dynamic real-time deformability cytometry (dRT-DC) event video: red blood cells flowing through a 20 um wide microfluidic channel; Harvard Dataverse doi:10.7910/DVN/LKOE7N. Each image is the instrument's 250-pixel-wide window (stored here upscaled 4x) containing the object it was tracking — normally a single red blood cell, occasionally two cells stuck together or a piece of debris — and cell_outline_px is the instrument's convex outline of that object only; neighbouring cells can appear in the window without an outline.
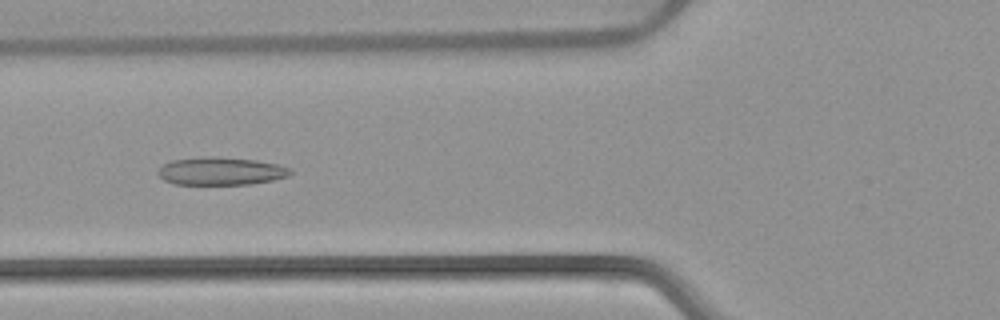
{"species": "common noctule bat (a hibernating species)", "species_latin": "Nyctalus noctula", "temperature_condition": "warm", "stored_images_in_passage": 40, "camera_frame_rate_fps": 3000, "um_per_image_px": 0.085, "animal": {"sex": "female", "body_mass_g": 22.7, "forearm_length_mm": 54.2}, "frame": {"image": 1, "passage_image": 8, "time_ms": 2.333, "image_size_px": [1000, 320], "cell_outline_px": [[292, 172], [288, 176], [272, 180], [252, 184], [172, 184], [164, 180], [156, 172], [164, 164], [172, 160], [212, 156], [256, 160], [276, 164], [292, 168]], "centroid_in_image_um": [18.78, 14.55], "position_along_channel_um": 107.0, "area_um2": 21.39}}
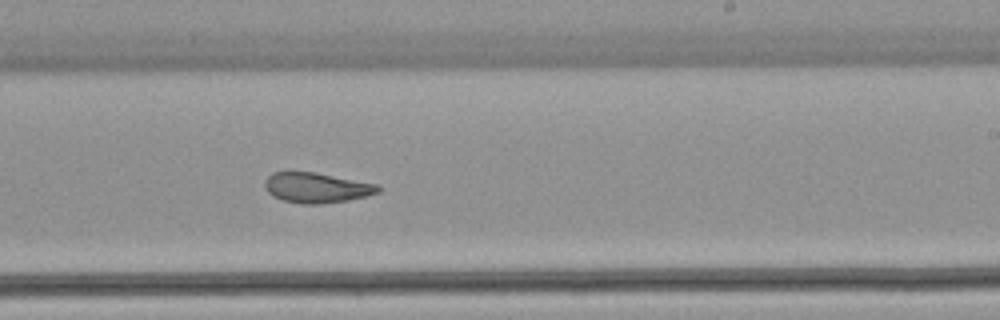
{"frame": {"image": 2, "passage_image": 20, "time_ms": 6.333, "image_size_px": [1000, 320], "cell_outline_px": [[380, 192], [368, 196], [348, 200], [320, 204], [304, 204], [284, 200], [272, 196], [268, 192], [264, 184], [264, 180], [272, 172], [316, 172], [376, 184], [380, 188]], "centroid_in_image_um": [26.9, 15.95], "position_along_channel_um": 262.1, "area_um2": 19.88}}
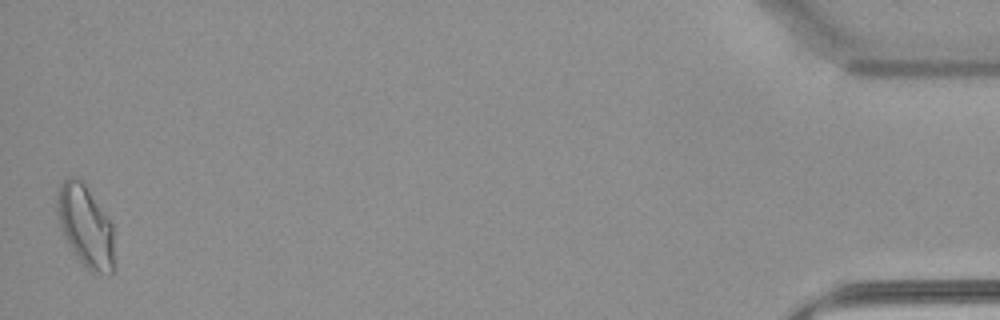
{"frame": {"image": 3, "passage_image": 40, "time_ms": 13.0, "image_size_px": [1000, 320], "cell_outline_px": [[116, 268], [112, 272], [92, 272], [76, 256], [64, 236], [60, 228], [56, 212], [56, 196], [60, 184], [68, 176], [72, 176], [80, 180], [84, 184], [112, 224]], "centroid_in_image_um": [7.26, 19.22], "position_along_channel_um": 427.9, "area_um2": 27.11}, "authors_computed_cell_mechanics": {"area_um2": 21.386, "velocity_mm_per_s": 3.8785, "shape_relaxation_time_tau1_ms": null, "shape_relaxation_time_tau2_ms": 2.3534, "deformation_change_tau1": null, "deformation_change_tau2": 0.0868}}